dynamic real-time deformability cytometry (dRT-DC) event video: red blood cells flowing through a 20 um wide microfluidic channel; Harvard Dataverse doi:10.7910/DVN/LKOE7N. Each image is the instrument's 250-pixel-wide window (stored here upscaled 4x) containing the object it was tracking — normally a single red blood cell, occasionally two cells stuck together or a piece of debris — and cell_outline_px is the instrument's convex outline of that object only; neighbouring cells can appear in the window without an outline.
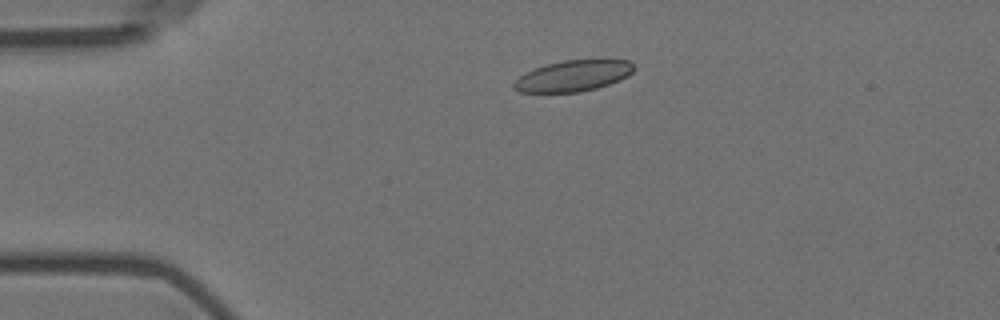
{"species": "Egyptian fruit bat (a non-hibernating species)", "species_latin": "Rousettus aegyptiacus", "temperature_condition": "room temperature", "stored_images_in_passage": 2, "camera_frame_rate_fps": 3000, "um_per_image_px": 0.085, "animal": {"sex": "female"}, "frame": {"image": 1, "passage_image": 1, "time_ms": 0.0, "image_size_px": [1000, 320], "cell_outline_px": [[636, 68], [628, 76], [620, 80], [596, 88], [580, 92], [520, 92], [512, 88], [512, 84], [524, 72], [548, 64], [564, 60], [628, 60]], "centroid_in_image_um": [48.71, 6.45], "position_along_channel_um": 36.3, "area_um2": 21.56}}